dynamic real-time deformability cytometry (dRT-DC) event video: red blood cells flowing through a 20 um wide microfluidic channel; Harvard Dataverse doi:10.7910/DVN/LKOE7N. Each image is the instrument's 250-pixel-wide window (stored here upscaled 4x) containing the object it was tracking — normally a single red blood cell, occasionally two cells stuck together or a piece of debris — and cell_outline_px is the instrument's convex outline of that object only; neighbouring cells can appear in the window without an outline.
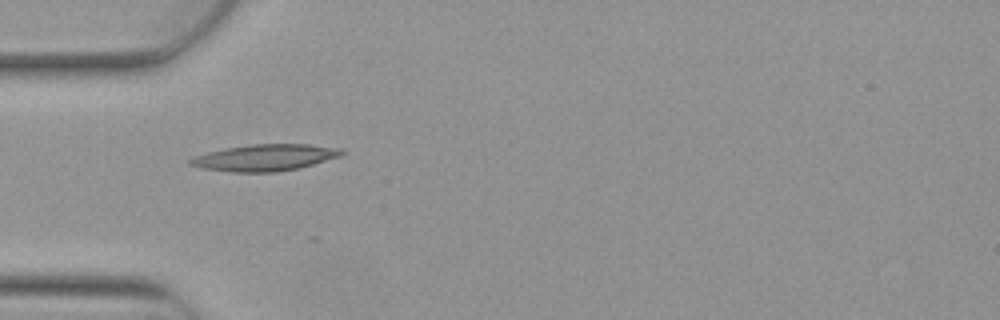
{"species": "Egyptian fruit bat (a non-hibernating species)", "species_latin": "Rousettus aegyptiacus", "temperature_condition": "warm", "stored_images_in_passage": 6, "camera_frame_rate_fps": 3000, "um_per_image_px": 0.085, "animal": {"sex": "female"}, "frame": {"image": 1, "passage_image": 5, "time_ms": 1.333, "image_size_px": [1000, 320], "cell_outline_px": [[348, 152], [340, 156], [312, 164], [296, 168], [272, 172], [232, 172], [204, 168], [188, 164], [188, 160], [192, 156], [224, 148], [248, 144], [308, 144], [344, 148]], "centroid_in_image_um": [22.52, 13.38], "position_along_channel_um": 62.5, "area_um2": 23.47}}
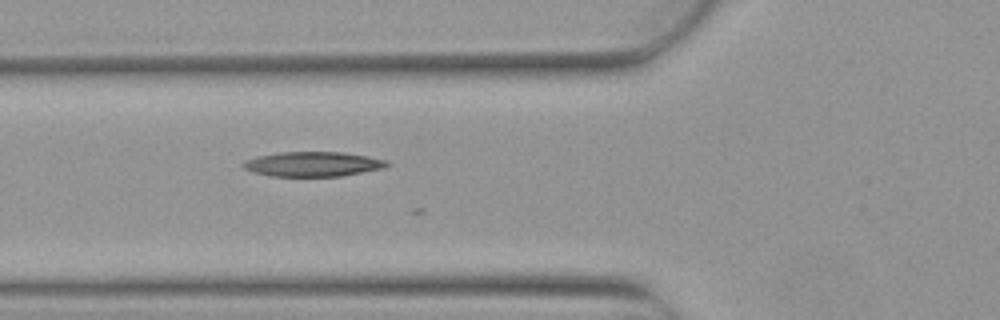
{"frame": {"image": 2, "passage_image": 6, "time_ms": 1.667, "image_size_px": [1000, 320], "cell_outline_px": [[392, 164], [384, 168], [340, 176], [268, 176], [252, 172], [244, 168], [240, 164], [244, 160], [256, 156], [280, 152], [344, 152], [368, 156], [388, 160]], "centroid_in_image_um": [26.58, 13.94], "position_along_channel_um": 99.2, "area_um2": 20.98}}